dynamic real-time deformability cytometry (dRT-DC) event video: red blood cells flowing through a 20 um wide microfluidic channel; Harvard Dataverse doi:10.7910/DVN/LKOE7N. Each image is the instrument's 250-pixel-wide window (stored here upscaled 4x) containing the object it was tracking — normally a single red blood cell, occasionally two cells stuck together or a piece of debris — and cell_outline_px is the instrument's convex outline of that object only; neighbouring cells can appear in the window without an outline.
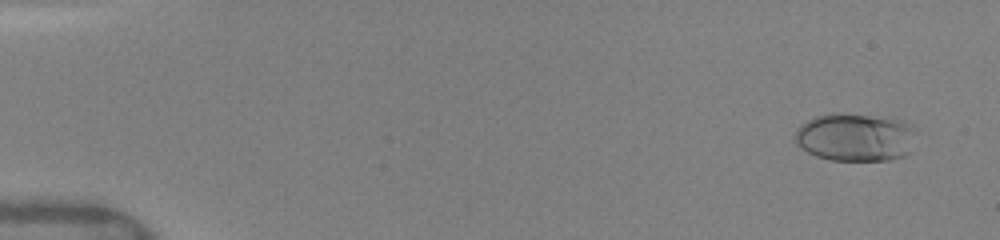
{"species": "human", "species_latin": "Homo sapiens", "temperature_condition": "warm", "stored_images_in_passage": 33, "camera_frame_rate_fps": 3000, "um_per_image_px": 0.085, "donor": {"sex": "female"}, "frame": {"image": 1, "passage_image": 2, "time_ms": 0.667, "image_size_px": [1000, 240], "cell_outline_px": [[916, 128], [912, 152], [904, 156], [888, 160], [828, 160], [816, 156], [808, 152], [796, 144], [792, 140], [796, 128], [800, 124], [816, 116], [828, 112], [840, 112], [892, 116], [904, 120], [912, 124]], "centroid_in_image_um": [72.73, 11.62], "position_along_channel_um": 12.3, "area_um2": 35.37}}
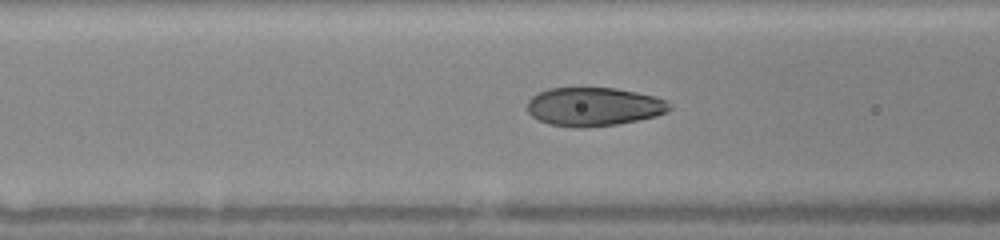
{"frame": {"image": 2, "passage_image": 17, "time_ms": 6.667, "image_size_px": [1000, 240], "cell_outline_px": [[672, 108], [668, 112], [656, 116], [616, 124], [580, 128], [548, 124], [532, 116], [528, 112], [528, 100], [532, 96], [548, 88], [616, 88], [636, 92], [652, 96], [664, 100]], "centroid_in_image_um": [50.45, 9.07], "position_along_channel_um": 116.1, "area_um2": 31.73}}
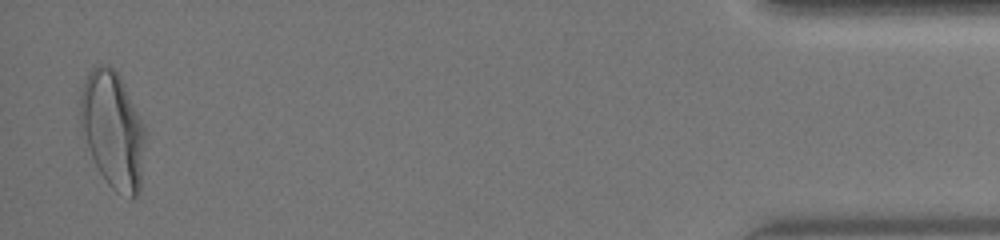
{"frame": {"image": 3, "passage_image": 33, "time_ms": 16.0, "image_size_px": [1000, 240], "cell_outline_px": [[144, 140], [140, 192], [136, 196], [132, 196], [116, 192], [104, 180], [88, 148], [80, 120], [80, 92], [84, 80], [92, 68], [96, 64], [108, 64], [120, 76], [144, 124]], "centroid_in_image_um": [9.58, 11.0], "position_along_channel_um": 425.6, "area_um2": 43.7}, "authors_computed_cell_mechanics": {"area_um2": 32.2524, "velocity_mm_per_s": 4.1219, "shape_relaxation_time_tau1_ms": 5.9329, "shape_relaxation_time_tau2_ms": null, "deformation_change_tau1": 0.2345, "deformation_change_tau2": null}}